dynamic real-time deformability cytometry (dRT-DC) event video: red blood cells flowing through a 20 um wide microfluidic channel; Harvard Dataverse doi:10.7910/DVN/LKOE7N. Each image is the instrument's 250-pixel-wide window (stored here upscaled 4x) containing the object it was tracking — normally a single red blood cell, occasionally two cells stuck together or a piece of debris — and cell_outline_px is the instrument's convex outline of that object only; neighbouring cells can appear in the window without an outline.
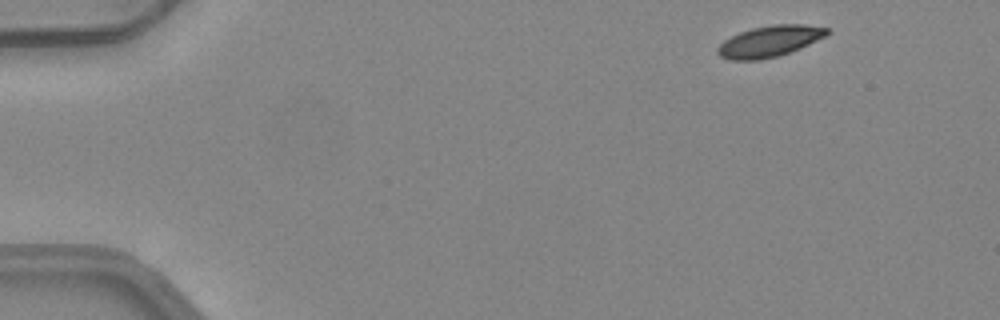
{"species": "common noctule bat (a hibernating species)", "species_latin": "Nyctalus noctula", "temperature_condition": "warm", "stored_images_in_passage": 3, "camera_frame_rate_fps": 3000, "um_per_image_px": 0.085, "animal": {"sex": "female", "body_mass_g": 24.6, "forearm_length_mm": 56.2}, "frame": {"image": 1, "passage_image": 1, "time_ms": 0.0, "image_size_px": [1000, 320], "cell_outline_px": [[828, 32], [824, 36], [800, 48], [776, 56], [760, 60], [728, 60], [720, 56], [716, 52], [716, 48], [724, 40], [740, 32], [752, 28], [772, 24], [804, 24], [828, 28]], "centroid_in_image_um": [65.36, 3.51], "position_along_channel_um": 19.6, "area_um2": 19.65}}
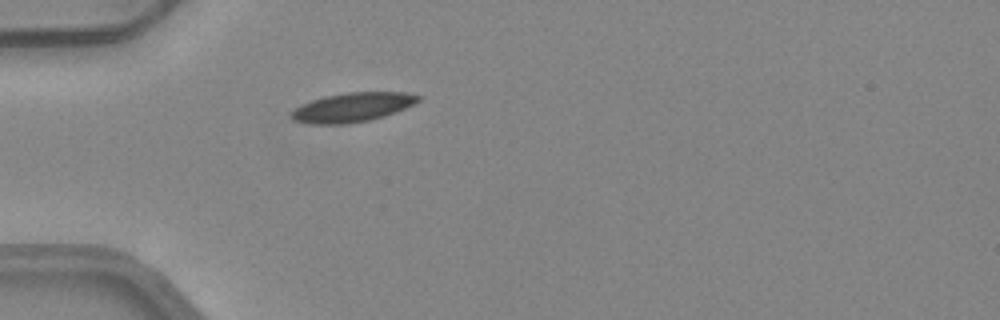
{"frame": {"image": 2, "passage_image": 3, "time_ms": 0.667, "image_size_px": [1000, 320], "cell_outline_px": [[420, 100], [396, 112], [384, 116], [368, 120], [340, 124], [308, 124], [292, 120], [288, 116], [296, 108], [312, 100], [324, 96], [348, 92], [404, 92], [420, 96]], "centroid_in_image_um": [29.92, 9.12], "position_along_channel_um": 55.1, "area_um2": 21.39}}